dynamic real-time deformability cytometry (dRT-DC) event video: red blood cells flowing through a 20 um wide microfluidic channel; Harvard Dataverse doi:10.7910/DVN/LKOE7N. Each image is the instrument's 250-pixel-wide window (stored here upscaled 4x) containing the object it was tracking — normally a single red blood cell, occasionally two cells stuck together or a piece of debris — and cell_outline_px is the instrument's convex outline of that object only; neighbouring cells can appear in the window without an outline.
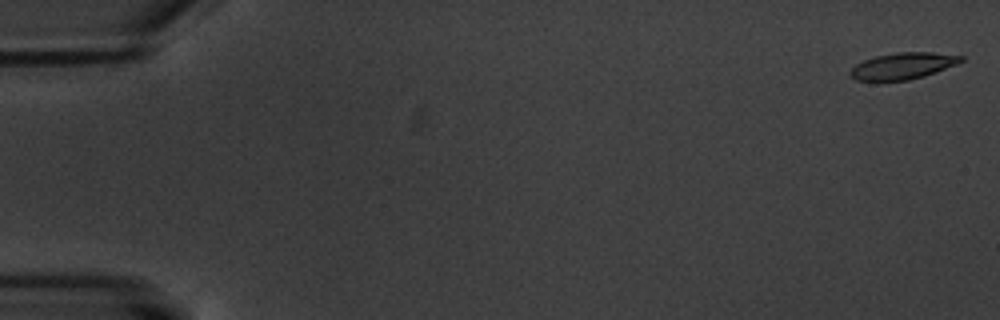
{"species": "common noctule bat (a hibernating species)", "species_latin": "Nyctalus noctula", "temperature_condition": "warm", "stored_images_in_passage": 6, "camera_frame_rate_fps": 3000, "um_per_image_px": 0.085, "animal": {"sex": "male", "body_mass_g": 20.1, "forearm_length_mm": 53.5}, "frame": {"image": 1, "passage_image": 1, "time_ms": 0.0, "image_size_px": [1000, 320], "cell_outline_px": [[964, 60], [956, 64], [924, 76], [908, 80], [856, 80], [848, 72], [856, 64], [864, 60], [876, 56], [896, 52], [932, 52], [964, 56]], "centroid_in_image_um": [76.75, 5.59], "position_along_channel_um": 8.2, "area_um2": 16.88}}
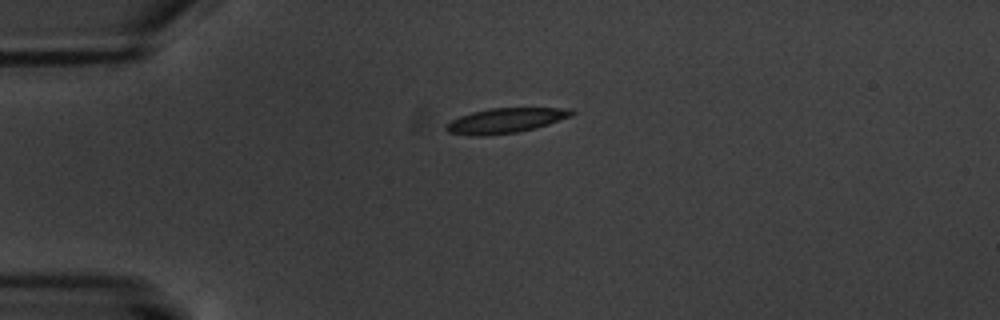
{"frame": {"image": 2, "passage_image": 5, "time_ms": 4.667, "image_size_px": [1000, 320], "cell_outline_px": [[576, 112], [572, 116], [536, 128], [516, 132], [476, 136], [448, 132], [444, 128], [444, 124], [460, 116], [472, 112], [488, 108], [572, 108]], "centroid_in_image_um": [42.98, 10.23], "position_along_channel_um": 42.0, "area_um2": 18.21}}